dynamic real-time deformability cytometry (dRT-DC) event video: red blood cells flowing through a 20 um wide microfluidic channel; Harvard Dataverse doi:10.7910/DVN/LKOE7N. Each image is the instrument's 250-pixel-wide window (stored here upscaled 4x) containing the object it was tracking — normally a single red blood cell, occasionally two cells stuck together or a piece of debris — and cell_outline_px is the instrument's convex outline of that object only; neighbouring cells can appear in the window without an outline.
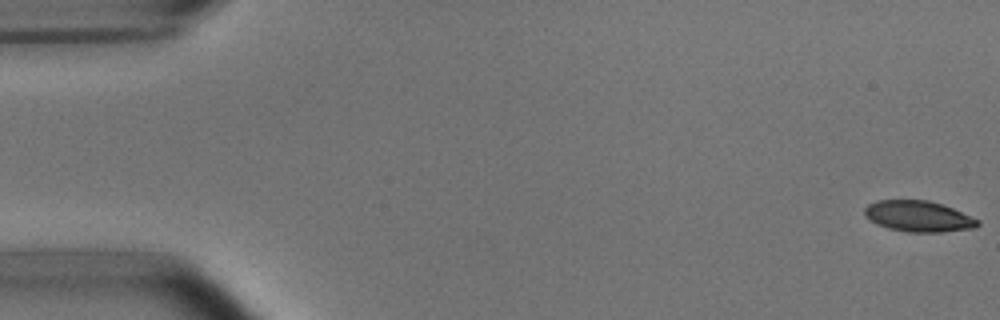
{"species": "common noctule bat (a hibernating species)", "species_latin": "Nyctalus noctula", "temperature_condition": "room temperature", "stored_images_in_passage": 11, "camera_frame_rate_fps": 3000, "um_per_image_px": 0.085, "animal": {"sex": "male", "body_mass_g": 15.6}, "frame": {"image": 1, "passage_image": 1, "time_ms": 0.0, "image_size_px": [1000, 320], "cell_outline_px": [[980, 224], [976, 228], [940, 232], [908, 232], [888, 228], [876, 224], [864, 216], [864, 208], [868, 204], [876, 200], [928, 200], [952, 208], [980, 220]], "centroid_in_image_um": [78.05, 18.39], "position_along_channel_um": 7.0, "area_um2": 20.46}}